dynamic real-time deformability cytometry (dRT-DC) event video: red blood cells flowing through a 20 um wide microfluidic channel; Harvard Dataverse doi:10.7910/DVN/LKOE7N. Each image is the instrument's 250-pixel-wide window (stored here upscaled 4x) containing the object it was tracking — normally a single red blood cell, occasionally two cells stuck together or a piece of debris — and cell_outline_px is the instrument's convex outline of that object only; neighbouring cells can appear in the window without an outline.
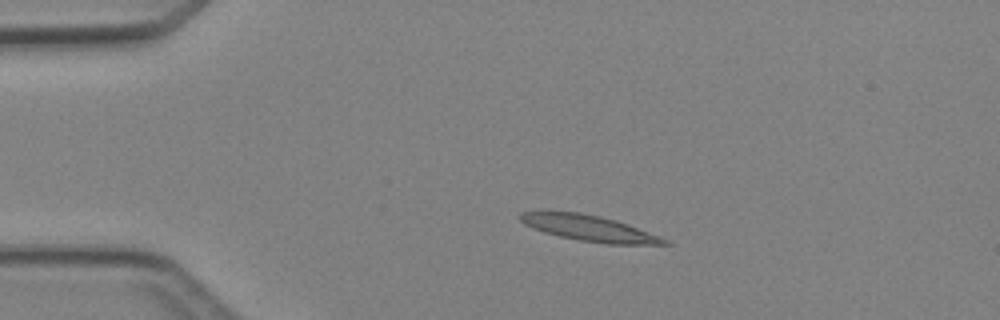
{"species": "Egyptian fruit bat (a non-hibernating species)", "species_latin": "Rousettus aegyptiacus", "temperature_condition": "cold", "stored_images_in_passage": 2, "camera_frame_rate_fps": 3000, "um_per_image_px": 0.085, "animal": {"sex": "female"}, "frame": {"image": 1, "passage_image": 1, "time_ms": 0.0, "image_size_px": [1000, 320], "cell_outline_px": [[672, 244], [608, 244], [580, 240], [560, 236], [544, 232], [532, 228], [524, 224], [520, 220], [520, 212], [544, 208], [548, 208], [580, 212], [600, 216], [660, 236], [668, 240]], "centroid_in_image_um": [49.92, 19.34], "position_along_channel_um": 35.1, "area_um2": 22.02}}